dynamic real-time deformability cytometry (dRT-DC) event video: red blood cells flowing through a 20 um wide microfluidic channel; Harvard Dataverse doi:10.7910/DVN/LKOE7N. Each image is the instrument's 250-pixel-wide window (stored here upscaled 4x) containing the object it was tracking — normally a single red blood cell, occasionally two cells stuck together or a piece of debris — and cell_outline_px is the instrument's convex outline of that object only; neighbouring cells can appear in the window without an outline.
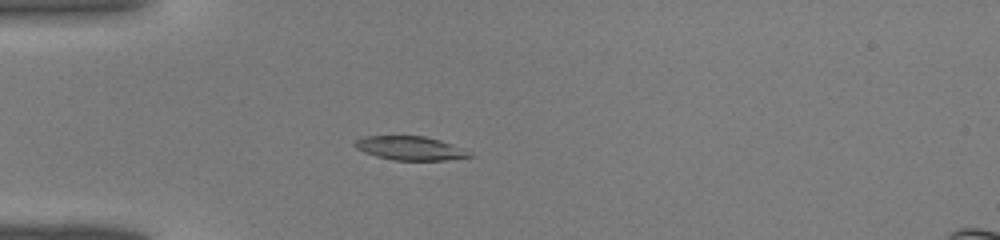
{"species": "common noctule bat (a hibernating species)", "species_latin": "Nyctalus noctula", "temperature_condition": "warm", "stored_images_in_passage": 31, "camera_frame_rate_fps": 3000, "um_per_image_px": 0.085, "animal": {"sex": "male", "body_mass_g": 19.0, "forearm_length_mm": 50.8}, "frame": {"image": 1, "passage_image": 1, "time_ms": 0.0, "image_size_px": [1000, 240], "cell_outline_px": [[476, 156], [444, 160], [392, 160], [376, 156], [364, 152], [356, 148], [352, 144], [356, 140], [364, 136], [424, 136], [440, 140], [452, 144]], "centroid_in_image_um": [34.83, 12.6], "position_along_channel_um": 50.2, "area_um2": 15.84}}
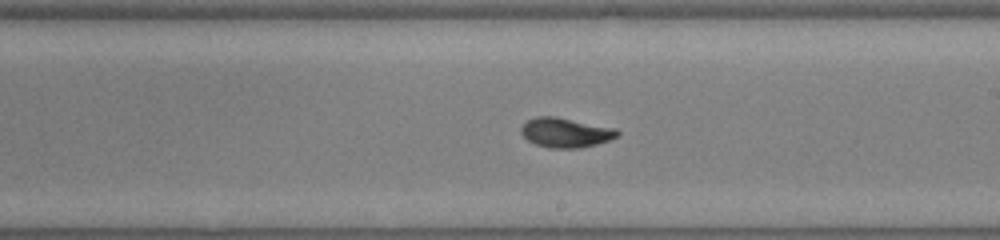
{"frame": {"image": 2, "passage_image": 14, "time_ms": 4.333, "image_size_px": [1000, 240], "cell_outline_px": [[620, 132], [616, 136], [608, 140], [596, 144], [580, 148], [548, 148], [536, 144], [528, 140], [520, 132], [520, 128], [528, 120], [536, 116], [556, 116], [616, 128]], "centroid_in_image_um": [48.06, 11.26], "position_along_channel_um": 240.9, "area_um2": 16.59}}
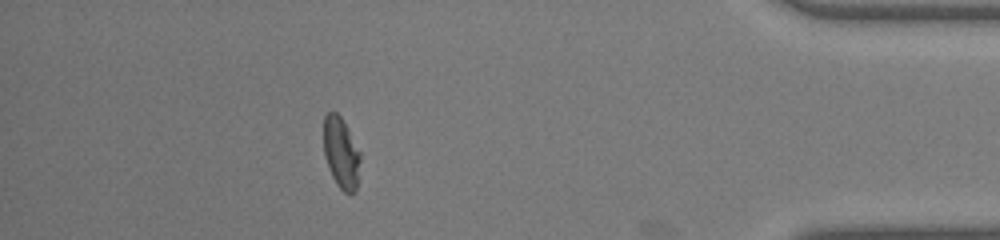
{"frame": {"image": 3, "passage_image": 27, "time_ms": 8.667, "image_size_px": [1000, 240], "cell_outline_px": [[360, 160], [356, 192], [344, 192], [336, 184], [332, 176], [324, 156], [324, 116], [328, 112], [336, 112], [340, 116], [360, 152]], "centroid_in_image_um": [28.98, 13.01], "position_along_channel_um": 406.2, "area_um2": 14.97}}